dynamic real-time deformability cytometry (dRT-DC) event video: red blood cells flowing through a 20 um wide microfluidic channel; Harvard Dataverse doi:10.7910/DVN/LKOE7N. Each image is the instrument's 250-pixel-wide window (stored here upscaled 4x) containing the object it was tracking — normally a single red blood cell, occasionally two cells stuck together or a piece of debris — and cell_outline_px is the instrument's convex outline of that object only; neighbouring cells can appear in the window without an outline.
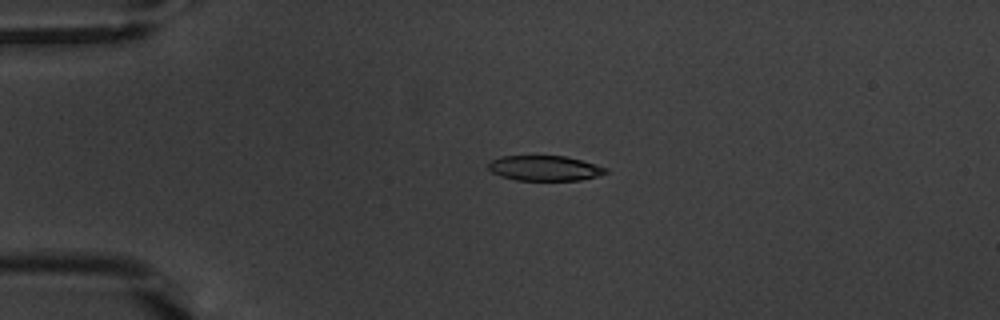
{"species": "common noctule bat (a hibernating species)", "species_latin": "Nyctalus noctula", "temperature_condition": "warm", "stored_images_in_passage": 5, "camera_frame_rate_fps": 3000, "um_per_image_px": 0.085, "animal": {"sex": "male", "body_mass_g": 20.1, "forearm_length_mm": 53.5}, "frame": {"image": 1, "passage_image": 1, "time_ms": 0.0, "image_size_px": [1000, 320], "cell_outline_px": [[608, 172], [596, 176], [580, 180], [516, 180], [500, 176], [492, 172], [488, 168], [488, 164], [492, 160], [500, 156], [564, 156], [580, 160], [608, 168]], "centroid_in_image_um": [46.27, 14.29], "position_along_channel_um": 38.7, "area_um2": 17.05}}